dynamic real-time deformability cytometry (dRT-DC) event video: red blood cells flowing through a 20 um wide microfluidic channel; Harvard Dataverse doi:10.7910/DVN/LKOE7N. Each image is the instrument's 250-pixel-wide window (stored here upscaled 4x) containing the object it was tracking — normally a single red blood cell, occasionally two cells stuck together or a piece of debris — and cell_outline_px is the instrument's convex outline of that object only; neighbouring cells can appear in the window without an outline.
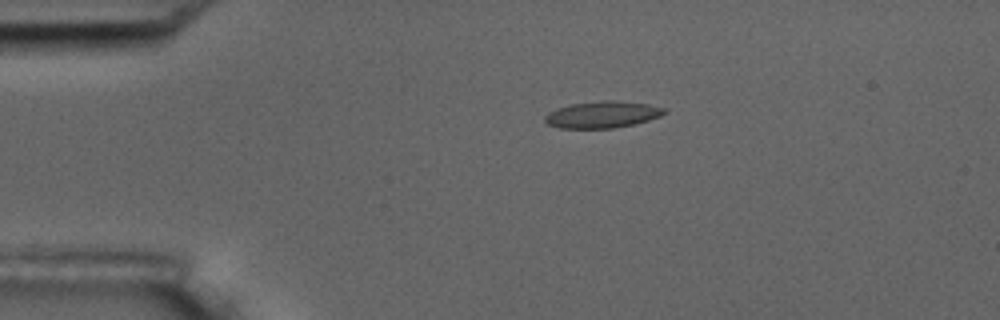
{"species": "common noctule bat (a hibernating species)", "species_latin": "Nyctalus noctula", "temperature_condition": "room temperature", "stored_images_in_passage": 7, "camera_frame_rate_fps": 3000, "um_per_image_px": 0.085, "animal": {"sex": "male", "body_mass_g": 17.5, "forearm_length_mm": 52.3}, "frame": {"image": 1, "passage_image": 1, "time_ms": 0.0, "image_size_px": [1000, 320], "cell_outline_px": [[668, 112], [660, 116], [648, 120], [632, 124], [612, 128], [560, 128], [548, 124], [544, 120], [544, 116], [548, 112], [556, 108], [572, 104], [604, 100], [616, 100], [648, 104], [664, 108]], "centroid_in_image_um": [51.19, 9.73], "position_along_channel_um": 33.8, "area_um2": 18.5}}
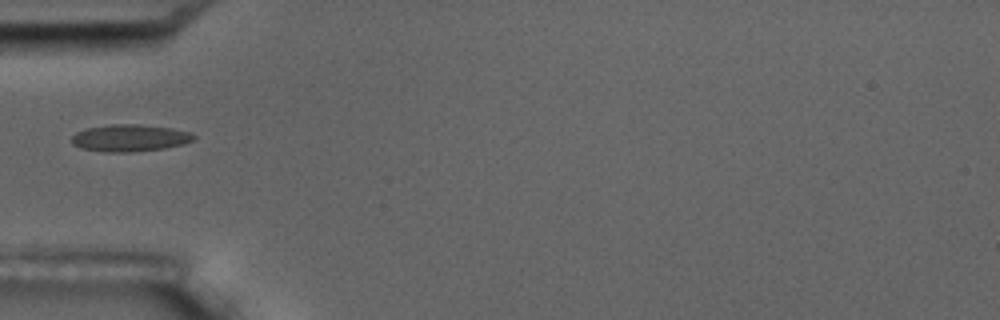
{"frame": {"image": 2, "passage_image": 3, "time_ms": 2.333, "image_size_px": [1000, 320], "cell_outline_px": [[196, 136], [192, 140], [184, 144], [164, 148], [128, 152], [108, 152], [80, 148], [72, 144], [72, 136], [76, 132], [84, 128], [108, 124], [140, 124], [172, 128], [188, 132]], "centroid_in_image_um": [10.99, 11.71], "position_along_channel_um": 74.0, "area_um2": 19.25}}
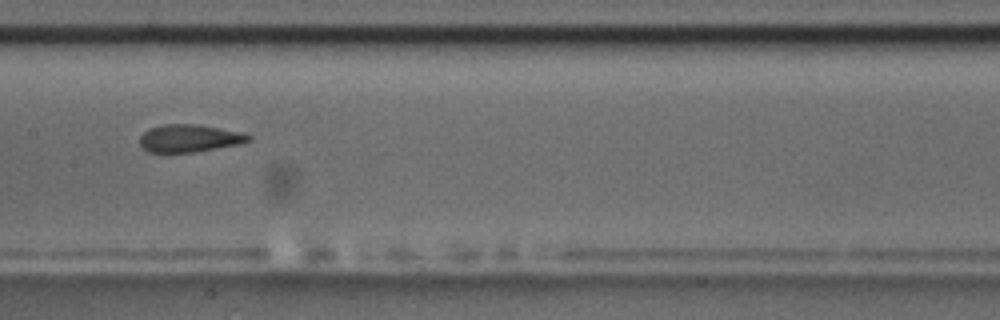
{"frame": {"image": 3, "passage_image": 6, "time_ms": 5.667, "image_size_px": [1000, 320], "cell_outline_px": [[252, 140], [240, 144], [192, 152], [148, 152], [140, 144], [140, 136], [144, 132], [152, 128], [164, 124], [196, 124], [240, 132], [252, 136]], "centroid_in_image_um": [16.11, 11.75], "position_along_channel_um": 191.3, "area_um2": 17.22}}